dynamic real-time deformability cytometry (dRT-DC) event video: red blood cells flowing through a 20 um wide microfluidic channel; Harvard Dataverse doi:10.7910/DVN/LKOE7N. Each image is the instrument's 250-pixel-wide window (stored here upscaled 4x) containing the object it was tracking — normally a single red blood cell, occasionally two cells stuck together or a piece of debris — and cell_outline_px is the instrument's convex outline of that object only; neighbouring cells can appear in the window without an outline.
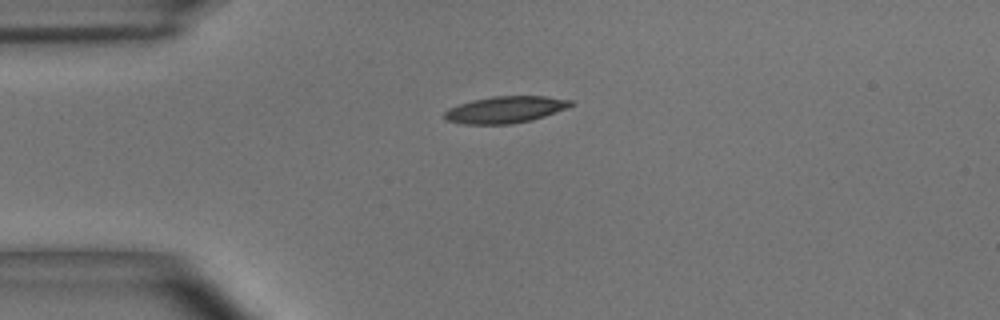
{"species": "common noctule bat (a hibernating species)", "species_latin": "Nyctalus noctula", "temperature_condition": "room temperature", "stored_images_in_passage": 5, "camera_frame_rate_fps": 3000, "um_per_image_px": 0.085, "animal": {"sex": "male", "body_mass_g": 15.6}, "frame": {"image": 1, "passage_image": 1, "time_ms": 0.0, "image_size_px": [1000, 320], "cell_outline_px": [[572, 104], [564, 108], [544, 116], [532, 120], [512, 124], [464, 124], [444, 120], [444, 112], [448, 108], [472, 100], [492, 96], [544, 96], [572, 100]], "centroid_in_image_um": [42.88, 9.32], "position_along_channel_um": 42.1, "area_um2": 19.54}}
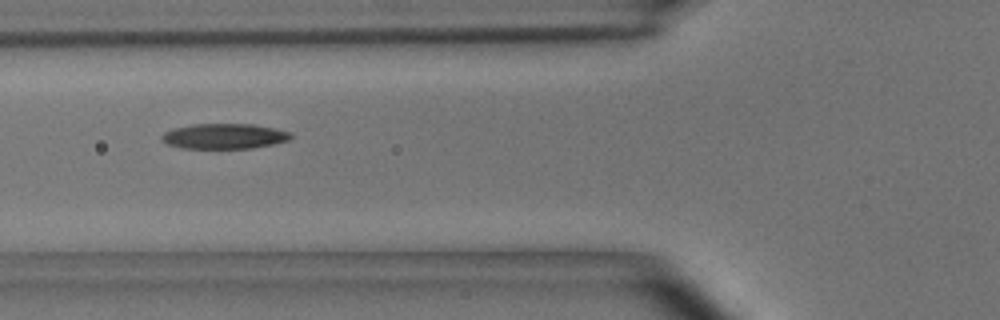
{"frame": {"image": 2, "passage_image": 3, "time_ms": 0.667, "image_size_px": [1000, 320], "cell_outline_px": [[292, 136], [288, 140], [272, 144], [252, 148], [180, 148], [168, 144], [160, 140], [160, 136], [164, 132], [172, 128], [192, 124], [252, 124], [276, 128], [292, 132]], "centroid_in_image_um": [19.03, 11.57], "position_along_channel_um": 106.8, "area_um2": 19.13}}